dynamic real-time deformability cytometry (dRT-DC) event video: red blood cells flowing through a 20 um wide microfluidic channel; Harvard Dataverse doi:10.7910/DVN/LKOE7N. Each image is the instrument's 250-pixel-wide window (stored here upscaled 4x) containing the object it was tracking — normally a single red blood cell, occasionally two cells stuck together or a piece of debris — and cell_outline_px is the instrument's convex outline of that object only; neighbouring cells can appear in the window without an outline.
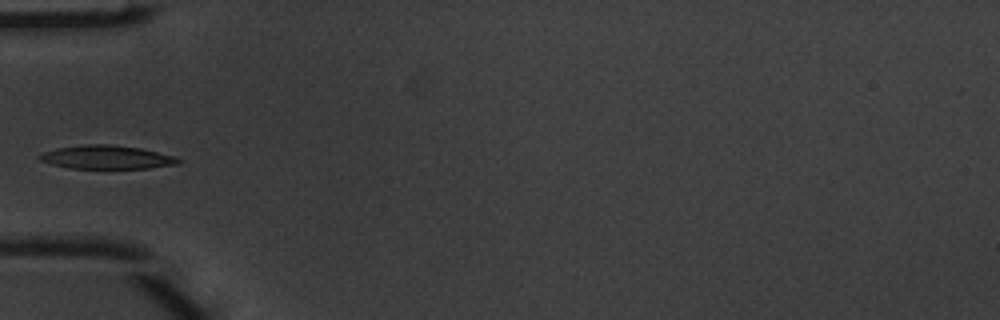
{"species": "common noctule bat (a hibernating species)", "species_latin": "Nyctalus noctula", "temperature_condition": "warm", "stored_images_in_passage": 7, "camera_frame_rate_fps": 3000, "um_per_image_px": 0.085, "animal": {"sex": "male", "body_mass_g": 20.1, "forearm_length_mm": 53.5}, "frame": {"image": 1, "passage_image": 6, "time_ms": 1.667, "image_size_px": [1000, 320], "cell_outline_px": [[184, 160], [180, 164], [148, 168], [68, 168], [52, 164], [40, 160], [36, 156], [40, 152], [56, 148], [84, 144], [112, 144], [140, 148], [176, 156]], "centroid_in_image_um": [9.08, 13.35], "position_along_channel_um": 75.9, "area_um2": 19.31}}